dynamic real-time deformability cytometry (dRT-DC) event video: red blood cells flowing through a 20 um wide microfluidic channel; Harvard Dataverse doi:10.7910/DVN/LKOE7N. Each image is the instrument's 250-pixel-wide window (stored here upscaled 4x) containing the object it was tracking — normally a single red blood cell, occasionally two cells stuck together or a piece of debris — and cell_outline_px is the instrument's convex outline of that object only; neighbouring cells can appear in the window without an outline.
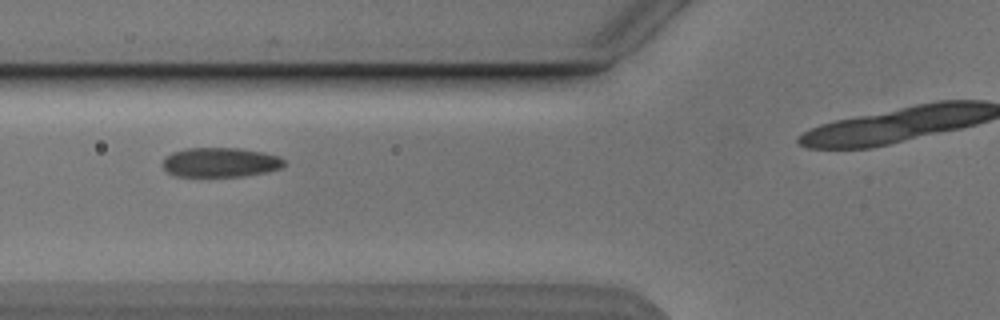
{"species": "Egyptian fruit bat (a non-hibernating species)", "species_latin": "Rousettus aegyptiacus", "temperature_condition": "cold", "stored_images_in_passage": 4, "camera_frame_rate_fps": 3000, "um_per_image_px": 0.085, "animal": {"sex": "male"}, "frame": {"image": 1, "passage_image": 3, "time_ms": 2.333, "image_size_px": [1000, 320], "cell_outline_px": [[284, 164], [280, 168], [264, 172], [244, 176], [176, 176], [168, 172], [164, 168], [164, 156], [172, 152], [184, 148], [240, 148], [264, 152], [280, 156], [284, 160]], "centroid_in_image_um": [18.72, 13.78], "position_along_channel_um": 107.1, "area_um2": 20.87}}